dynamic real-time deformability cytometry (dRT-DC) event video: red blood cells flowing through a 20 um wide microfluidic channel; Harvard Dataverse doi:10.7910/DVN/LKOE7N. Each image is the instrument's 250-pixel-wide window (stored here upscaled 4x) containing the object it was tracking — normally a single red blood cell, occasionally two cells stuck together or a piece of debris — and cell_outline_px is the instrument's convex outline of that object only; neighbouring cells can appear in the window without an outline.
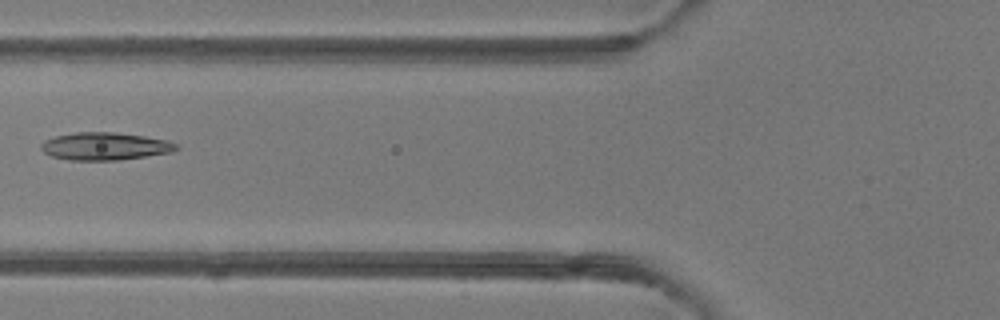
{"species": "common noctule bat (a hibernating species)", "species_latin": "Nyctalus noctula", "temperature_condition": "room temperature", "stored_images_in_passage": 6, "camera_frame_rate_fps": 3000, "um_per_image_px": 0.085, "animal": {"sex": "female"}, "frame": {"image": 1, "passage_image": 6, "time_ms": 6.667, "image_size_px": [1000, 320], "cell_outline_px": [[180, 148], [172, 152], [120, 160], [68, 160], [52, 156], [44, 152], [40, 148], [40, 144], [44, 140], [56, 136], [76, 132], [116, 132], [144, 136], [168, 140], [180, 144]], "centroid_in_image_um": [8.96, 12.43], "position_along_channel_um": 116.8, "area_um2": 21.96}}